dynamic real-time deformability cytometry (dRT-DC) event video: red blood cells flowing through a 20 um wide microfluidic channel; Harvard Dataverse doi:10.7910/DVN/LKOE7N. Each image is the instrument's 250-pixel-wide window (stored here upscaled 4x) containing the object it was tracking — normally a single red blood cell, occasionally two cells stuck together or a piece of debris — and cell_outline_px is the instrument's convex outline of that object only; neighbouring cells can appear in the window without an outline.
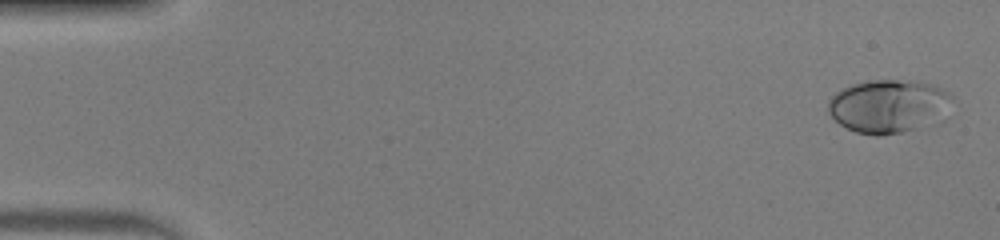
{"species": "human", "species_latin": "Homo sapiens", "temperature_condition": "warm", "stored_images_in_passage": 51, "camera_frame_rate_fps": 3000, "um_per_image_px": 0.085, "donor": {"sex": "male"}, "frame": {"image": 1, "passage_image": 2, "time_ms": 0.333, "image_size_px": [1000, 240], "cell_outline_px": [[952, 96], [912, 128], [900, 132], [880, 136], [876, 136], [856, 132], [840, 124], [828, 112], [828, 100], [836, 92], [852, 84], [872, 80], [916, 80], [936, 84], [948, 92]], "centroid_in_image_um": [75.27, 8.95], "position_along_channel_um": 9.7, "area_um2": 36.13}}
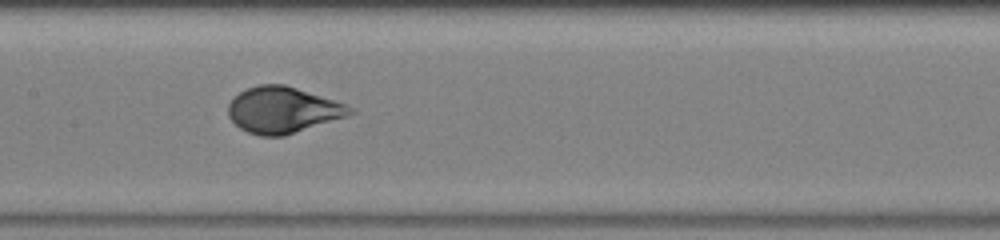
{"frame": {"image": 2, "passage_image": 26, "time_ms": 8.333, "image_size_px": [1000, 240], "cell_outline_px": [[356, 112], [348, 116], [284, 136], [260, 136], [248, 132], [240, 128], [228, 116], [228, 104], [240, 92], [248, 88], [260, 84], [284, 84], [344, 104], [352, 108]], "centroid_in_image_um": [24.02, 9.36], "position_along_channel_um": 183.4, "area_um2": 32.37}}
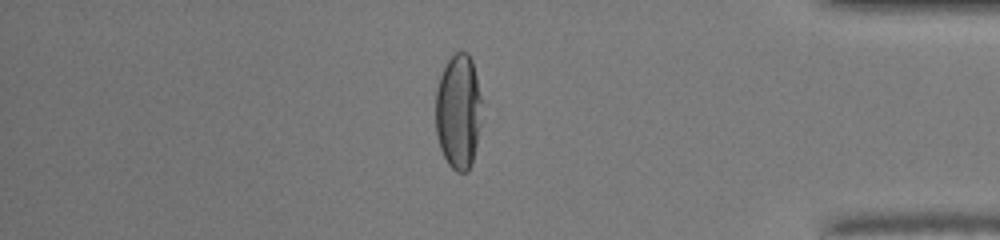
{"frame": {"image": 3, "passage_image": 44, "time_ms": 14.333, "image_size_px": [1000, 240], "cell_outline_px": [[480, 124], [472, 164], [468, 172], [456, 172], [448, 164], [440, 148], [436, 132], [436, 88], [444, 64], [456, 52], [468, 52], [472, 60], [476, 76], [480, 96]], "centroid_in_image_um": [38.94, 9.49], "position_along_channel_um": 396.3, "area_um2": 30.87}, "authors_computed_cell_mechanics": {"area_um2": 33.8708, "velocity_mm_per_s": 4.037, "shape_relaxation_time_tau1_ms": 3.5783, "shape_relaxation_time_tau2_ms": null, "deformation_change_tau1": 0.2245, "deformation_change_tau2": null}}